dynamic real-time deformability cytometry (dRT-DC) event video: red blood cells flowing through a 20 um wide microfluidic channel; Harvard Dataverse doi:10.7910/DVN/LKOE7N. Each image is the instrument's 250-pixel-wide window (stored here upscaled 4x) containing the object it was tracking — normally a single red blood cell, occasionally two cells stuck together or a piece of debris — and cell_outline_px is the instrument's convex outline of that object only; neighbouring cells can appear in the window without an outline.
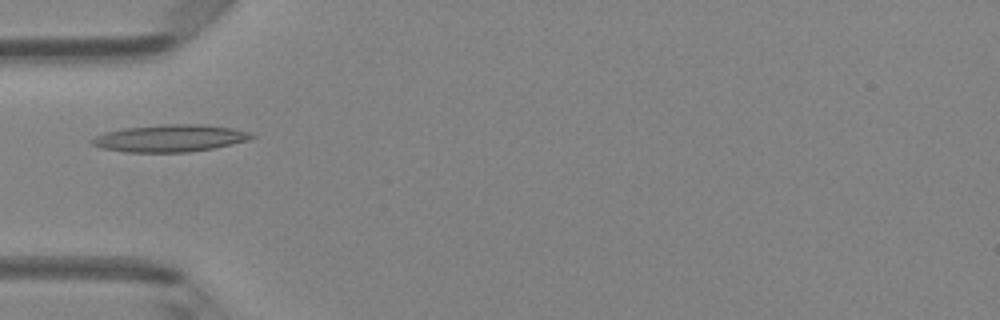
{"species": "Egyptian fruit bat (a non-hibernating species)", "species_latin": "Rousettus aegyptiacus", "temperature_condition": "room temperature", "stored_images_in_passage": 5, "camera_frame_rate_fps": 3000, "um_per_image_px": 0.085, "animal": {"sex": "female"}, "frame": {"image": 1, "passage_image": 5, "time_ms": 1.333, "image_size_px": [1000, 320], "cell_outline_px": [[256, 136], [248, 140], [212, 148], [188, 152], [124, 152], [100, 148], [92, 144], [88, 140], [96, 136], [108, 132], [124, 128], [164, 124], [196, 124], [232, 128], [248, 132]], "centroid_in_image_um": [14.4, 11.75], "position_along_channel_um": 70.6, "area_um2": 25.03}}